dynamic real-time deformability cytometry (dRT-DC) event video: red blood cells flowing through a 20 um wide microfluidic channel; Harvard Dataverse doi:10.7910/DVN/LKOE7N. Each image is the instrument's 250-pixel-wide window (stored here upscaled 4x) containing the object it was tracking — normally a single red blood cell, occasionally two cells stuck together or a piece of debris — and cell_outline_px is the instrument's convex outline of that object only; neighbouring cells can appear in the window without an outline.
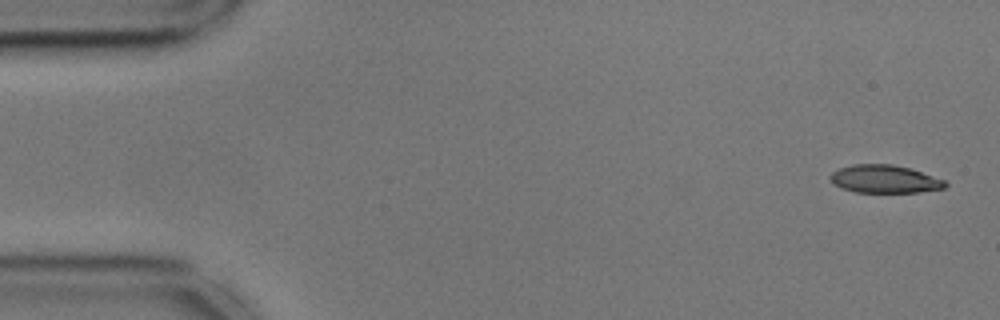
{"species": "common noctule bat (a hibernating species)", "species_latin": "Nyctalus noctula", "temperature_condition": "cold", "stored_images_in_passage": 54, "camera_frame_rate_fps": 3000, "um_per_image_px": 0.085, "animal": {"sex": "male", "body_mass_g": 17.9, "forearm_length_mm": 54.2}, "frame": {"image": 1, "passage_image": 1, "time_ms": 0.0, "image_size_px": [1000, 320], "cell_outline_px": [[948, 184], [944, 188], [920, 192], [856, 192], [844, 188], [836, 184], [828, 176], [832, 172], [840, 168], [852, 164], [892, 164], [908, 168], [944, 180]], "centroid_in_image_um": [75.19, 15.21], "position_along_channel_um": 9.8, "area_um2": 18.38}}
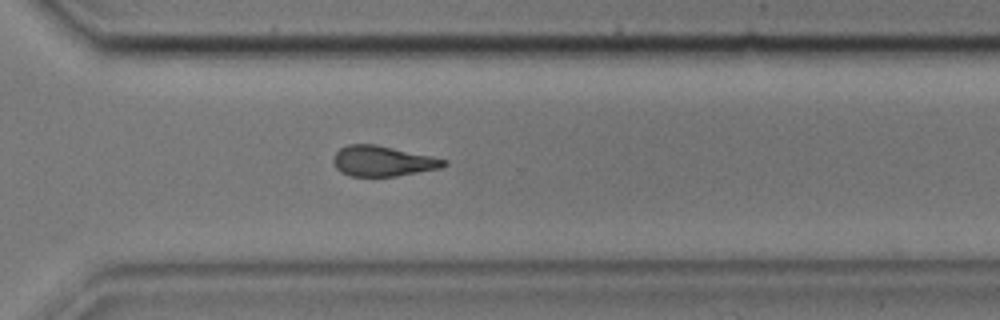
{"frame": {"image": 2, "passage_image": 38, "time_ms": 12.333, "image_size_px": [1000, 320], "cell_outline_px": [[448, 164], [440, 168], [396, 176], [348, 176], [340, 172], [336, 168], [332, 160], [336, 152], [340, 148], [348, 144], [376, 144], [432, 156], [448, 160]], "centroid_in_image_um": [32.52, 13.69], "position_along_channel_um": 338.1, "area_um2": 19.65}}
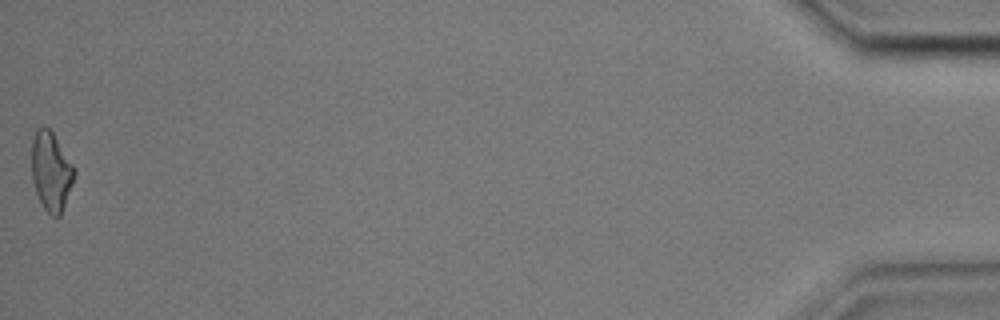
{"frame": {"image": 3, "passage_image": 54, "time_ms": 17.667, "image_size_px": [1000, 320], "cell_outline_px": [[76, 172], [72, 184], [60, 216], [52, 216], [44, 208], [36, 192], [32, 180], [32, 140], [36, 128], [48, 128], [52, 132], [76, 168]], "centroid_in_image_um": [4.35, 14.56], "position_along_channel_um": 430.9, "area_um2": 19.42}, "authors_computed_cell_mechanics": {"area_um2": 20.1144, "velocity_mm_per_s": 3.5917, "shape_relaxation_time_tau1_ms": 5.4467, "shape_relaxation_time_tau2_ms": 9.5893, "deformation_change_tau1": 0.1677, "deformation_change_tau2": 0.2181}}